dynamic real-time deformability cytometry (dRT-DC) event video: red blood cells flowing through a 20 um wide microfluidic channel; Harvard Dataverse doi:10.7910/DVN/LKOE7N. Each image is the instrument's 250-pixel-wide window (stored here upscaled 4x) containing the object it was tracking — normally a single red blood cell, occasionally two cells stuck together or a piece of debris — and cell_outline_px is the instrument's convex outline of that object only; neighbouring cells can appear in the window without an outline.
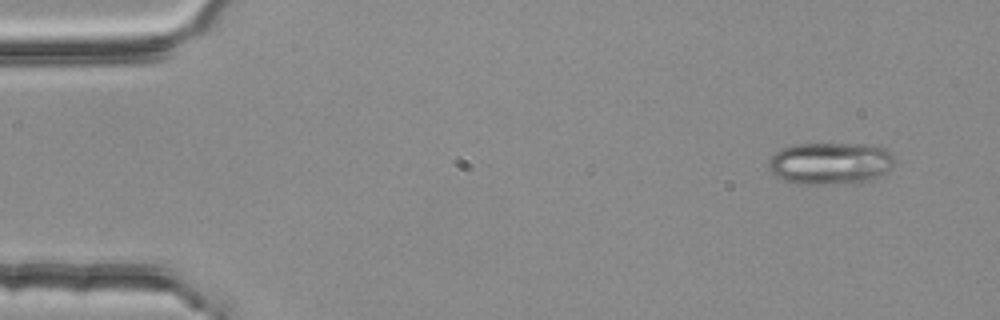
{"species": "common noctule bat (a hibernating species)", "species_latin": "Nyctalus noctula", "temperature_condition": "room temperature", "stored_images_in_passage": 3, "camera_frame_rate_fps": 3000, "um_per_image_px": 0.085, "animal": {"sex": "female", "body_mass_g": 25.1}, "frame": {"image": 1, "passage_image": 1, "time_ms": 0.0, "image_size_px": [1000, 320], "cell_outline_px": [[892, 164], [888, 172], [868, 180], [816, 184], [800, 184], [784, 180], [776, 176], [768, 168], [768, 160], [780, 148], [796, 144], [864, 144], [884, 148], [892, 156]], "centroid_in_image_um": [70.51, 13.86], "position_along_channel_um": 14.5, "area_um2": 30.35}}